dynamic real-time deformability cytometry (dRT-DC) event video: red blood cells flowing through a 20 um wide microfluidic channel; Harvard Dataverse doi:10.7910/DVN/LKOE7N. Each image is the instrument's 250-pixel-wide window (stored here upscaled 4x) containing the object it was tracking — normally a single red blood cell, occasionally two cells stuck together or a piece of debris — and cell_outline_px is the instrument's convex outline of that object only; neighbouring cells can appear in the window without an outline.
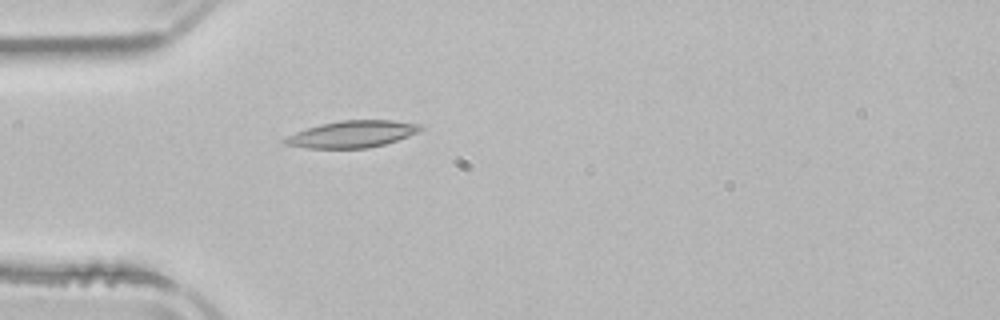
{"species": "common noctule bat (a hibernating species)", "species_latin": "Nyctalus noctula", "temperature_condition": "room temperature", "stored_images_in_passage": 3, "camera_frame_rate_fps": 3000, "um_per_image_px": 0.085, "animal": {"sex": "male", "body_mass_g": 21.5, "forearm_length_mm": 52.0}, "frame": {"image": 1, "passage_image": 3, "time_ms": 3.0, "image_size_px": [1000, 320], "cell_outline_px": [[424, 128], [420, 132], [384, 144], [368, 148], [304, 148], [284, 144], [280, 140], [296, 132], [320, 124], [340, 120], [392, 120], [424, 124]], "centroid_in_image_um": [29.96, 11.39], "position_along_channel_um": 55.0, "area_um2": 21.33}}